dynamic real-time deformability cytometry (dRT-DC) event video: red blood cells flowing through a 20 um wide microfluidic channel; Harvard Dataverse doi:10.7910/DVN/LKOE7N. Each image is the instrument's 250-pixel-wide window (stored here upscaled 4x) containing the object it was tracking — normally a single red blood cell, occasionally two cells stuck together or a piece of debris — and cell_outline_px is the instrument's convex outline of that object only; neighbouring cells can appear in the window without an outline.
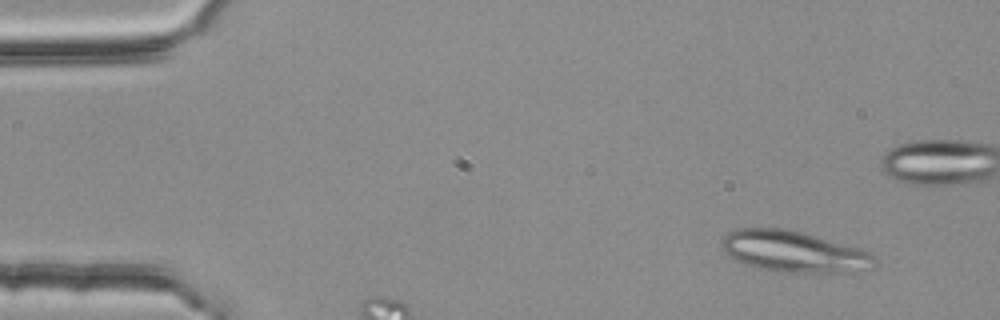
{"species": "common noctule bat (a hibernating species)", "species_latin": "Nyctalus noctula", "temperature_condition": "room temperature", "stored_images_in_passage": 4, "camera_frame_rate_fps": 3000, "um_per_image_px": 0.085, "animal": {"sex": "female", "body_mass_g": 25.1}, "frame": {"image": 1, "passage_image": 1, "time_ms": 0.0, "image_size_px": [1000, 320], "cell_outline_px": [[876, 260], [852, 272], [780, 272], [756, 268], [736, 260], [728, 256], [724, 252], [724, 236], [728, 232], [736, 228], [784, 228], [800, 232], [860, 248], [872, 252], [876, 256]], "centroid_in_image_um": [67.41, 21.37], "position_along_channel_um": 17.6, "area_um2": 36.07}}